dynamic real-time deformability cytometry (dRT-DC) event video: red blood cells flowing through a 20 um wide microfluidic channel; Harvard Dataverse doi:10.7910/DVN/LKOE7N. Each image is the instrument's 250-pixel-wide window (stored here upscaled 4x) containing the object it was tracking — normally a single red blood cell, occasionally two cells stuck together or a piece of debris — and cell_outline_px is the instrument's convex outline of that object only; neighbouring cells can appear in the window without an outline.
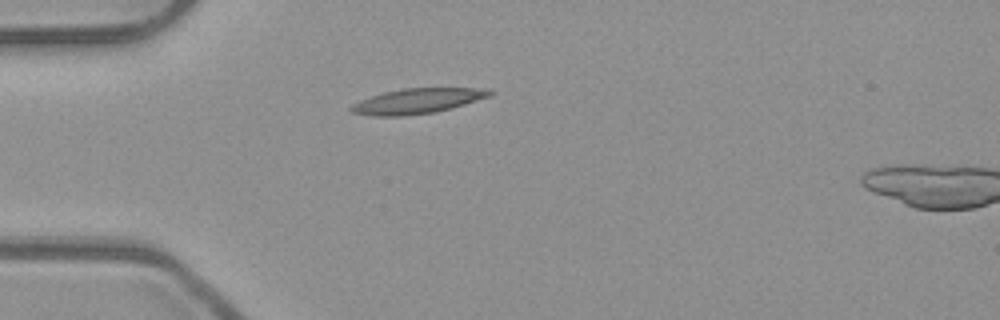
{"species": "common noctule bat (a hibernating species)", "species_latin": "Nyctalus noctula", "temperature_condition": "room temperature", "stored_images_in_passage": 32, "camera_frame_rate_fps": 3000, "um_per_image_px": 0.085, "animal": {"sex": "male", "body_mass_g": 23.1, "forearm_length_mm": 52.7}, "frame": {"image": 1, "passage_image": 1, "time_ms": 0.0, "image_size_px": [1000, 320], "cell_outline_px": [[496, 92], [492, 96], [464, 104], [432, 112], [400, 116], [372, 116], [352, 112], [348, 108], [352, 104], [360, 100], [384, 92], [404, 88], [472, 88]], "centroid_in_image_um": [35.43, 8.58], "position_along_channel_um": 49.6, "area_um2": 19.94}}
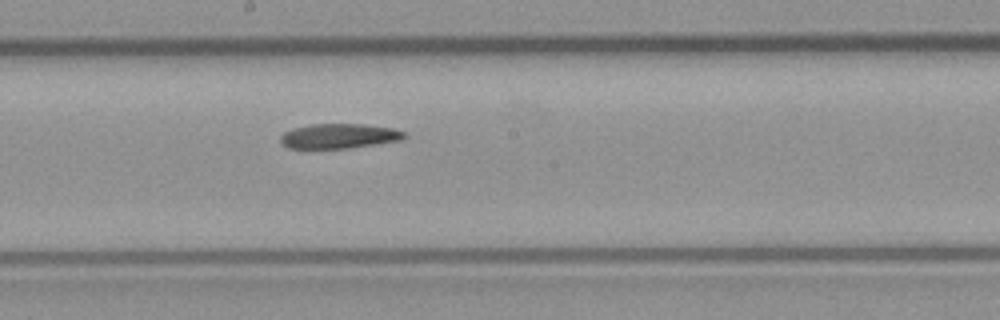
{"frame": {"image": 2, "passage_image": 15, "time_ms": 4.667, "image_size_px": [1000, 320], "cell_outline_px": [[408, 136], [404, 140], [344, 148], [288, 148], [280, 140], [280, 136], [284, 132], [292, 128], [312, 124], [364, 124], [392, 128], [408, 132]], "centroid_in_image_um": [28.87, 11.55], "position_along_channel_um": 219.3, "area_um2": 17.92}}
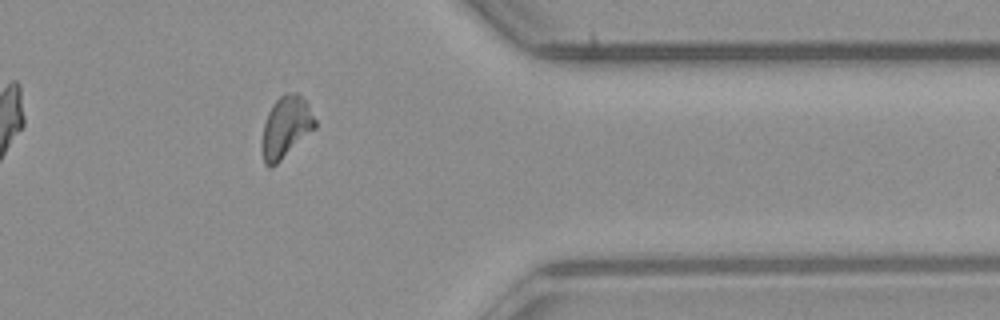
{"frame": {"image": 3, "passage_image": 29, "time_ms": 9.333, "image_size_px": [1000, 320], "cell_outline_px": [[316, 128], [272, 168], [268, 168], [264, 164], [260, 148], [260, 144], [264, 124], [268, 112], [272, 104], [284, 92], [296, 92], [308, 104], [316, 120]], "centroid_in_image_um": [24.27, 10.83], "position_along_channel_um": 387.1, "area_um2": 19.36}, "authors_computed_cell_mechanics": {"area_um2": 18.9295, "velocity_mm_per_s": 3.9446, "shape_relaxation_time_tau1_ms": 10.3596, "shape_relaxation_time_tau2_ms": null, "deformation_change_tau1": 0.2559, "deformation_change_tau2": null}}